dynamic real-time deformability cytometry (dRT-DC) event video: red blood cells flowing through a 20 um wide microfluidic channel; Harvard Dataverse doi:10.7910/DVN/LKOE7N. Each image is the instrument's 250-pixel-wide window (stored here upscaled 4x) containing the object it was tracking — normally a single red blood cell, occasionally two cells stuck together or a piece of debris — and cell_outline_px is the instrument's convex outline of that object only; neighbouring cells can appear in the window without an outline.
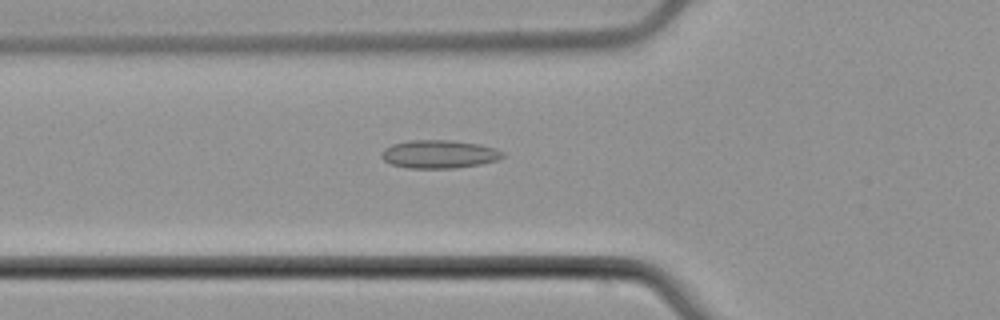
{"species": "common noctule bat (a hibernating species)", "species_latin": "Nyctalus noctula", "temperature_condition": "cold", "stored_images_in_passage": 55, "camera_frame_rate_fps": 3000, "um_per_image_px": 0.085, "animal": {"sex": "male", "body_mass_g": 21.5, "forearm_length_mm": 52.0}, "frame": {"image": 1, "passage_image": 20, "time_ms": 6.333, "image_size_px": [1000, 320], "cell_outline_px": [[504, 156], [496, 160], [480, 164], [456, 168], [408, 168], [392, 164], [384, 160], [380, 156], [384, 148], [392, 144], [408, 140], [448, 140], [480, 144], [496, 148], [504, 152]], "centroid_in_image_um": [37.32, 13.1], "position_along_channel_um": 88.5, "area_um2": 19.94}}
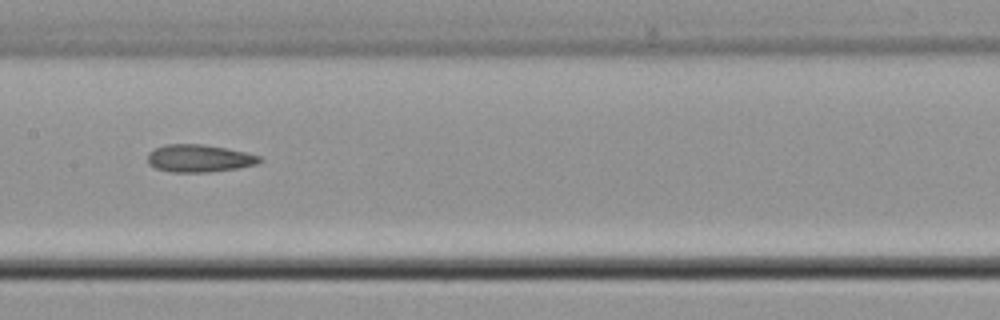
{"frame": {"image": 2, "passage_image": 28, "time_ms": 9.0, "image_size_px": [1000, 320], "cell_outline_px": [[264, 160], [256, 164], [240, 168], [208, 172], [172, 172], [156, 168], [148, 164], [148, 152], [164, 144], [204, 144], [228, 148], [260, 156]], "centroid_in_image_um": [16.94, 13.45], "position_along_channel_um": 190.5, "area_um2": 18.09}}
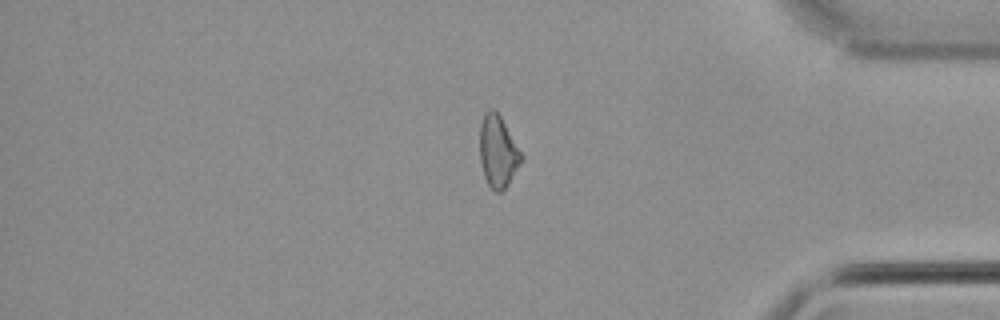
{"frame": {"image": 3, "passage_image": 46, "time_ms": 15.0, "image_size_px": [1000, 320], "cell_outline_px": [[524, 156], [508, 184], [500, 192], [496, 192], [488, 184], [484, 176], [480, 160], [480, 124], [484, 112], [488, 108], [492, 108], [500, 116]], "centroid_in_image_um": [42.31, 12.85], "position_along_channel_um": 392.9, "area_um2": 17.22}, "authors_computed_cell_mechanics": {"area_um2": 18.2648, "velocity_mm_per_s": 3.8051, "shape_relaxation_time_tau1_ms": 4.0275, "shape_relaxation_time_tau2_ms": 5.2333, "deformation_change_tau1": 0.0777, "deformation_change_tau2": 0.1602}}